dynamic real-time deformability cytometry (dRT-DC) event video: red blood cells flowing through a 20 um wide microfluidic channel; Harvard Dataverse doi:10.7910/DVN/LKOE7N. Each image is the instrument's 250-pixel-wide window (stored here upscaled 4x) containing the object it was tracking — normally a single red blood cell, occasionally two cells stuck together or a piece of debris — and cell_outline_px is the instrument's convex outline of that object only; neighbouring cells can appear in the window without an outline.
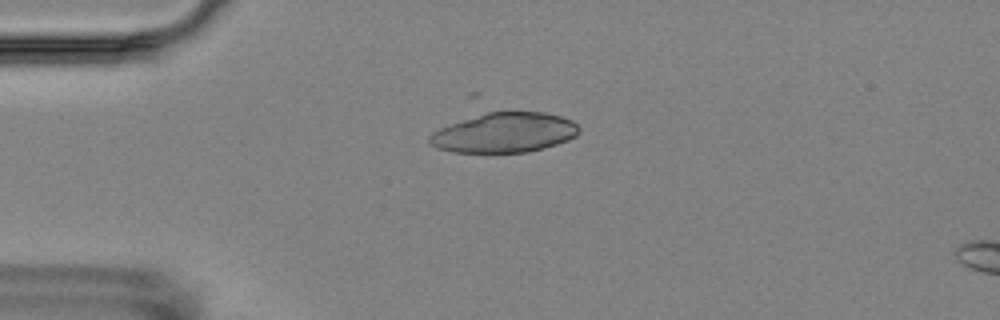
{"species": "Egyptian fruit bat (a non-hibernating species)", "species_latin": "Rousettus aegyptiacus", "temperature_condition": "room temperature", "stored_images_in_passage": 2, "camera_frame_rate_fps": 3000, "um_per_image_px": 0.085, "animal": {"sex": "female"}, "frame": {"image": 1, "passage_image": 1, "time_ms": 0.0, "image_size_px": [1000, 320], "cell_outline_px": [[580, 132], [576, 136], [568, 140], [556, 144], [528, 152], [452, 152], [436, 148], [428, 144], [428, 136], [432, 132], [440, 128], [488, 112], [544, 112], [560, 116], [572, 120], [580, 128]], "centroid_in_image_um": [42.88, 11.29], "position_along_channel_um": 42.1, "area_um2": 34.45}}